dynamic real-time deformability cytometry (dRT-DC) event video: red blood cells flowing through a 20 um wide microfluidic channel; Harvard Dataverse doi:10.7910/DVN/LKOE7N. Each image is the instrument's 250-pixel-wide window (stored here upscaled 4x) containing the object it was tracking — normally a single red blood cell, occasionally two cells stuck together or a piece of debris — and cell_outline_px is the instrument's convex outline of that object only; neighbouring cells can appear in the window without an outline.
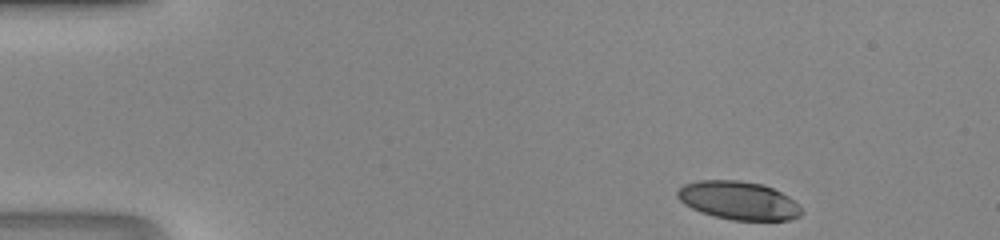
{"species": "human", "species_latin": "Homo sapiens", "temperature_condition": "room temperature", "stored_images_in_passage": 42, "camera_frame_rate_fps": 3000, "um_per_image_px": 0.085, "donor": {"sex": "male"}, "frame": {"image": 1, "passage_image": 1, "time_ms": 0.0, "image_size_px": [1000, 240], "cell_outline_px": [[804, 212], [800, 216], [788, 220], [732, 220], [700, 212], [684, 204], [676, 196], [676, 192], [684, 184], [700, 180], [740, 180], [764, 184], [788, 196]], "centroid_in_image_um": [62.76, 17.03], "position_along_channel_um": 22.2, "area_um2": 27.63}}
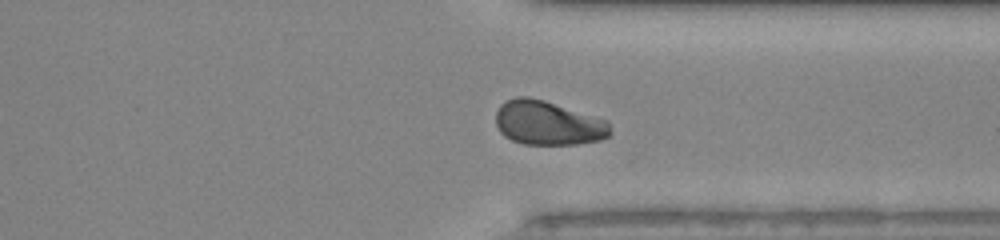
{"frame": {"image": 2, "passage_image": 31, "time_ms": 10.0, "image_size_px": [1000, 240], "cell_outline_px": [[612, 132], [608, 136], [600, 140], [576, 144], [524, 144], [512, 140], [504, 136], [500, 132], [496, 124], [496, 112], [500, 104], [516, 96], [528, 96], [544, 100], [608, 120]], "centroid_in_image_um": [46.58, 10.45], "position_along_channel_um": 364.8, "area_um2": 29.59}}
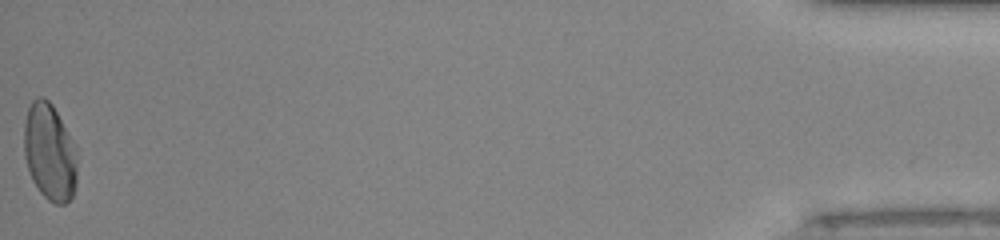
{"frame": {"image": 3, "passage_image": 42, "time_ms": 13.667, "image_size_px": [1000, 240], "cell_outline_px": [[76, 184], [72, 196], [64, 204], [56, 204], [48, 200], [40, 192], [32, 180], [24, 156], [24, 124], [28, 108], [32, 100], [36, 96], [44, 96], [52, 104], [76, 144]], "centroid_in_image_um": [4.22, 12.9], "position_along_channel_um": 431.0, "area_um2": 30.29}}